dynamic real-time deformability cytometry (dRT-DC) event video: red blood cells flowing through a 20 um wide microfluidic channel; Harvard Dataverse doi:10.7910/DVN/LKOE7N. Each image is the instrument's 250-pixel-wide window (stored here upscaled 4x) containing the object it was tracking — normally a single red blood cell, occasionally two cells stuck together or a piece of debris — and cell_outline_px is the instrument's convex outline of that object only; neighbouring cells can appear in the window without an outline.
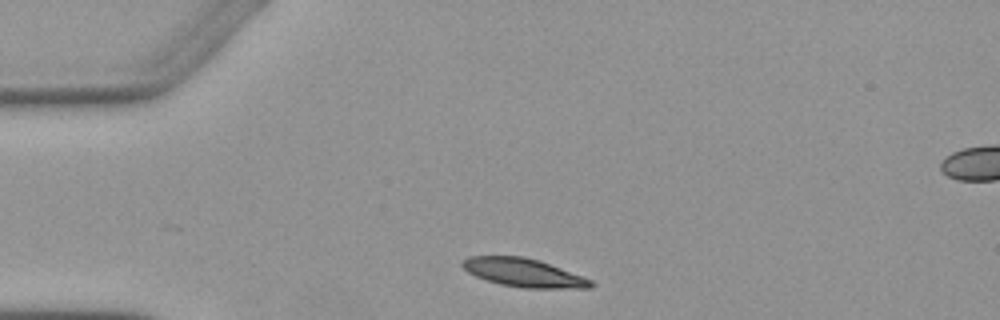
{"species": "Egyptian fruit bat (a non-hibernating species)", "species_latin": "Rousettus aegyptiacus", "temperature_condition": "warm", "stored_images_in_passage": 3, "segment_of_instrument_passage": [1, 2], "camera_frame_rate_fps": 3000, "um_per_image_px": 0.085, "animal": {"sex": "female"}, "frame": {"image": 1, "passage_image": 1, "time_ms": 0.0, "image_size_px": [1000, 320], "cell_outline_px": [[596, 284], [592, 288], [524, 288], [500, 284], [476, 276], [468, 272], [460, 264], [460, 260], [468, 256], [524, 256], [560, 268], [592, 280]], "centroid_in_image_um": [44.48, 23.18], "position_along_channel_um": 40.5, "area_um2": 21.1}}